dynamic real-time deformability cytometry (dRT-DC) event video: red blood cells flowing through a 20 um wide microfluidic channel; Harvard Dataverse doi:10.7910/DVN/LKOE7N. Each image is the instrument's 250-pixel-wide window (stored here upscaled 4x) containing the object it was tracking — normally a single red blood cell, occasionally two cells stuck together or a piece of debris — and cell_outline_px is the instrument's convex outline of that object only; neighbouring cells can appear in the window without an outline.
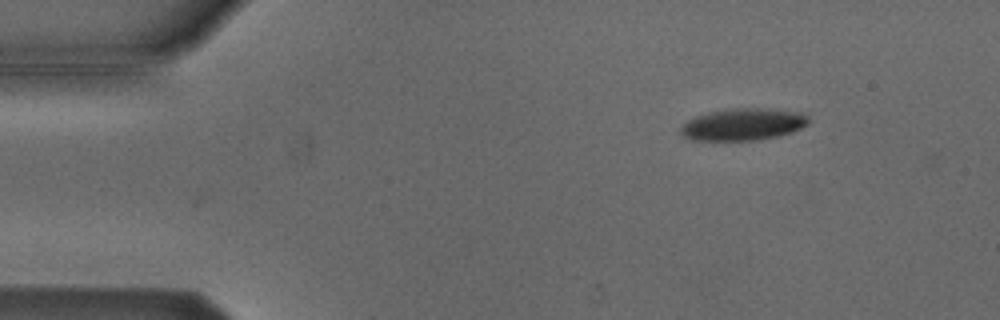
{"species": "Egyptian fruit bat (a non-hibernating species)", "species_latin": "Rousettus aegyptiacus", "temperature_condition": "cold", "stored_images_in_passage": 49, "camera_frame_rate_fps": 3000, "um_per_image_px": 0.085, "animal": {"sex": "male"}, "frame": {"image": 1, "passage_image": 3, "time_ms": 0.667, "image_size_px": [1000, 320], "cell_outline_px": [[808, 124], [792, 132], [780, 136], [756, 140], [692, 140], [684, 136], [680, 132], [680, 128], [688, 120], [696, 116], [708, 112], [740, 108], [764, 108], [804, 112], [808, 116]], "centroid_in_image_um": [63.2, 10.57], "position_along_channel_um": 21.8, "area_um2": 23.81}}
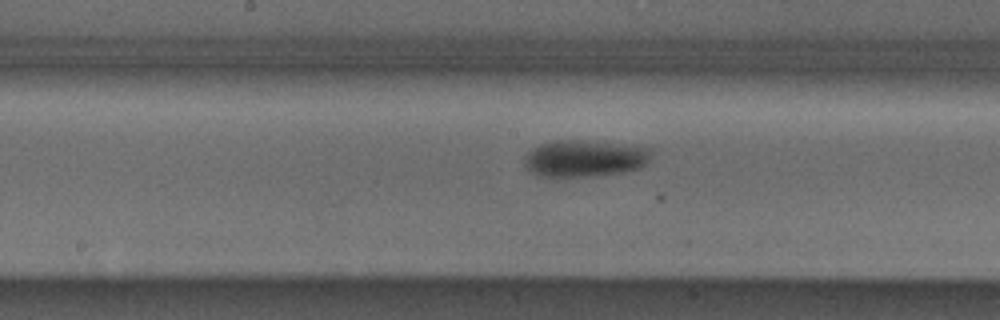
{"frame": {"image": 2, "passage_image": 23, "time_ms": 7.333, "image_size_px": [1000, 320], "cell_outline_px": [[652, 152], [648, 160], [640, 168], [624, 172], [600, 176], [556, 180], [536, 176], [524, 168], [524, 156], [532, 148], [540, 144], [556, 140], [580, 140], [652, 148]], "centroid_in_image_um": [49.59, 13.53], "position_along_channel_um": 198.6, "area_um2": 28.21}}
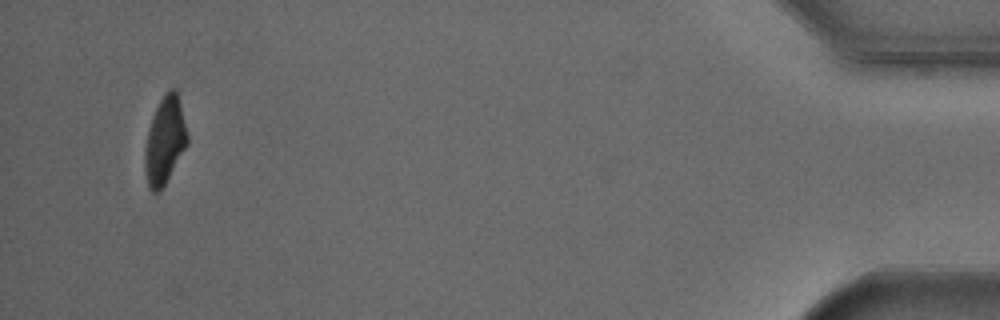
{"frame": {"image": 3, "passage_image": 47, "time_ms": 15.333, "image_size_px": [1000, 320], "cell_outline_px": [[188, 144], [160, 192], [152, 192], [148, 188], [144, 168], [144, 152], [148, 128], [152, 116], [160, 100], [168, 88], [176, 88], [188, 132]], "centroid_in_image_um": [14.0, 11.95], "position_along_channel_um": 421.2, "area_um2": 21.85}, "authors_computed_cell_mechanics": {"area_um2": 25.0274, "velocity_mm_per_s": 3.8292, "shape_relaxation_time_tau1_ms": 2.3195, "shape_relaxation_time_tau2_ms": null, "deformation_change_tau1": 0.1245, "deformation_change_tau2": null}}